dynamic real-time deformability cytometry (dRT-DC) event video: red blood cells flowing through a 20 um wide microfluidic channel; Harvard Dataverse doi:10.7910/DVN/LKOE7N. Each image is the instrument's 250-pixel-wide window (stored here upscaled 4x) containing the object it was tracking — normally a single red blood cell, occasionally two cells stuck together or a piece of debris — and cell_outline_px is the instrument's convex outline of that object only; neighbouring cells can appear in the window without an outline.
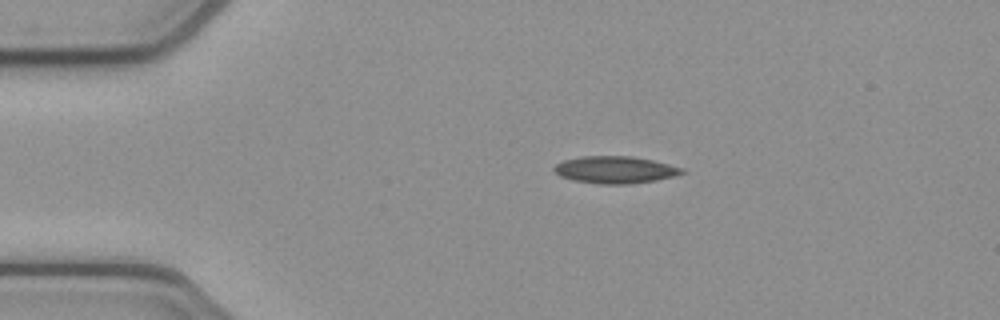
{"species": "common noctule bat (a hibernating species)", "species_latin": "Nyctalus noctula", "temperature_condition": "cold", "stored_images_in_passage": 43, "camera_frame_rate_fps": 3000, "um_per_image_px": 0.085, "animal": {"sex": "female", "body_mass_g": 21.9}, "frame": {"image": 1, "passage_image": 1, "time_ms": 0.0, "image_size_px": [1000, 320], "cell_outline_px": [[684, 172], [672, 176], [656, 180], [628, 184], [596, 184], [572, 180], [560, 176], [552, 168], [556, 164], [564, 160], [580, 156], [628, 156], [652, 160], [684, 168]], "centroid_in_image_um": [52.24, 14.43], "position_along_channel_um": 32.8, "area_um2": 20.11}}
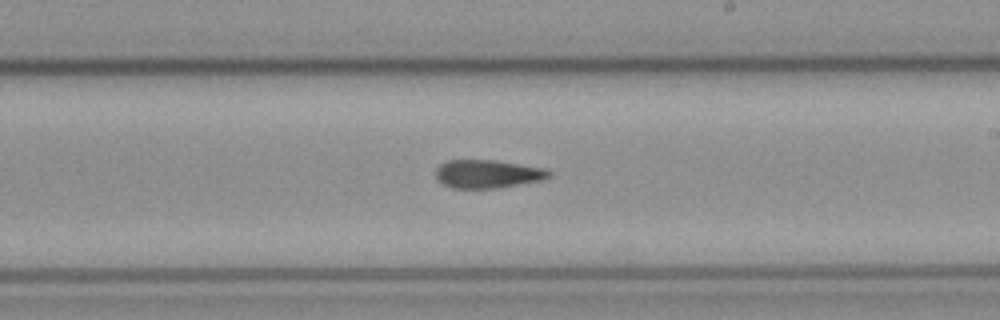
{"frame": {"image": 2, "passage_image": 21, "time_ms": 6.667, "image_size_px": [1000, 320], "cell_outline_px": [[552, 172], [548, 176], [540, 180], [496, 188], [452, 188], [436, 180], [436, 168], [440, 164], [448, 160], [496, 160], [544, 168]], "centroid_in_image_um": [41.39, 14.77], "position_along_channel_um": 247.6, "area_um2": 18.5}}
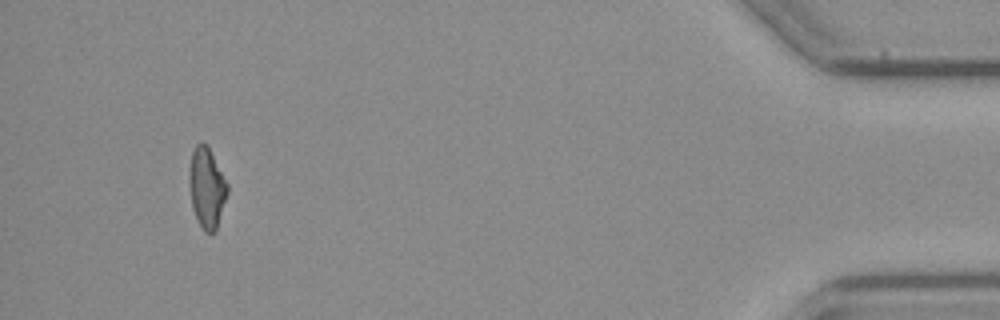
{"frame": {"image": 3, "passage_image": 40, "time_ms": 13.0, "image_size_px": [1000, 320], "cell_outline_px": [[228, 192], [216, 232], [204, 232], [192, 208], [192, 152], [196, 144], [208, 144], [228, 184]], "centroid_in_image_um": [17.65, 15.99], "position_along_channel_um": 417.6, "area_um2": 17.11}, "authors_computed_cell_mechanics": {"area_um2": 18.7272, "velocity_mm_per_s": 3.8775, "shape_relaxation_time_tau1_ms": null, "shape_relaxation_time_tau2_ms": 3.6513, "deformation_change_tau1": null, "deformation_change_tau2": 0.1254}}